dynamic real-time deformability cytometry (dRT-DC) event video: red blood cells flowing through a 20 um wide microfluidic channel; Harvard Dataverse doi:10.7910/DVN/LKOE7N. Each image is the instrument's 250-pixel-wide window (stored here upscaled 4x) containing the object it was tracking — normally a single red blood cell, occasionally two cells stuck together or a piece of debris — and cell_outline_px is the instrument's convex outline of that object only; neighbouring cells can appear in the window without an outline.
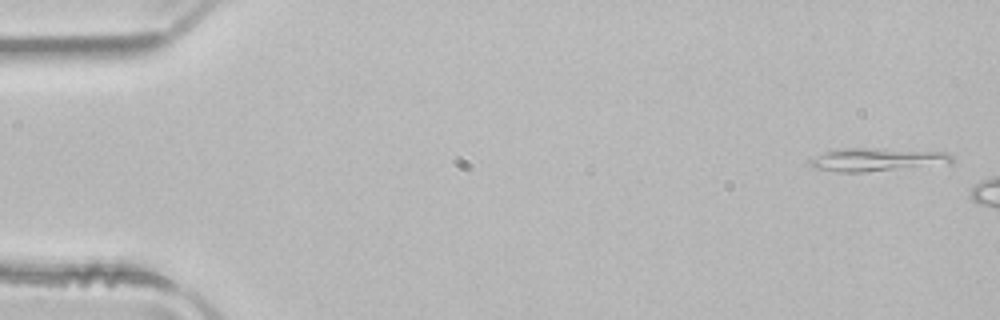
{"species": "common noctule bat (a hibernating species)", "species_latin": "Nyctalus noctula", "temperature_condition": "room temperature", "stored_images_in_passage": 3, "camera_frame_rate_fps": 3000, "um_per_image_px": 0.085, "animal": {"sex": "male", "body_mass_g": 21.5, "forearm_length_mm": 52.0}, "frame": {"image": 1, "passage_image": 1, "time_ms": 0.0, "image_size_px": [1000, 320], "cell_outline_px": [[952, 164], [864, 172], [836, 172], [812, 168], [812, 160], [836, 148], [872, 148], [944, 152], [952, 156]], "centroid_in_image_um": [74.61, 13.58], "position_along_channel_um": 10.4, "area_um2": 18.96}}